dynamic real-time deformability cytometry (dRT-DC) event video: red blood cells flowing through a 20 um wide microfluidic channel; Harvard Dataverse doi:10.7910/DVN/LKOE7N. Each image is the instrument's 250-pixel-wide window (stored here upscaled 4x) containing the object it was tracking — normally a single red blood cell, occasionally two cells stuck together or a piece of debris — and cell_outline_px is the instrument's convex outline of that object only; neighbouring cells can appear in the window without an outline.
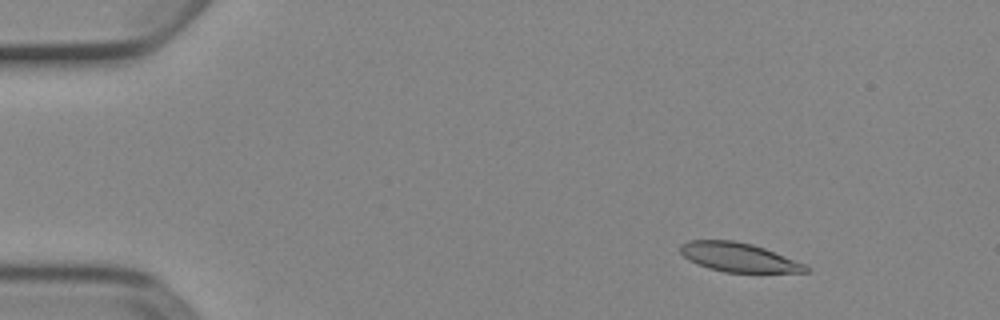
{"species": "Egyptian fruit bat (a non-hibernating species)", "species_latin": "Rousettus aegyptiacus", "temperature_condition": "cold", "stored_images_in_passage": 53, "camera_frame_rate_fps": 3000, "um_per_image_px": 0.085, "animal": {"sex": "female"}, "frame": {"image": 1, "passage_image": 7, "time_ms": 2.0, "image_size_px": [1000, 320], "cell_outline_px": [[812, 272], [724, 272], [708, 268], [688, 260], [680, 252], [680, 244], [688, 240], [732, 240], [752, 244], [764, 248], [804, 264], [812, 268]], "centroid_in_image_um": [62.76, 21.87], "position_along_channel_um": 22.2, "area_um2": 21.15}}
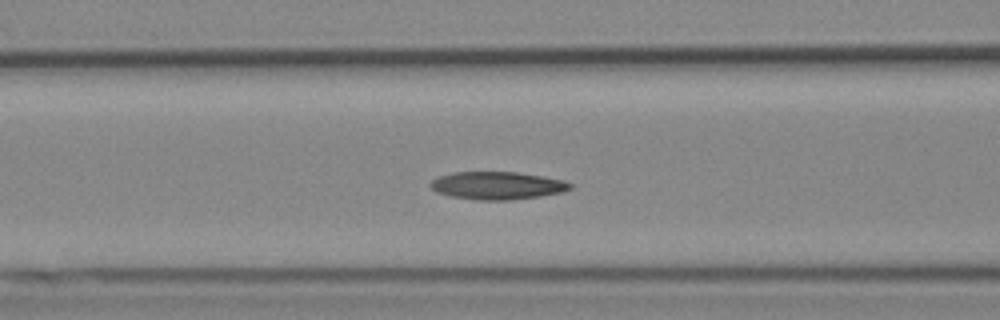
{"frame": {"image": 2, "passage_image": 22, "time_ms": 7.0, "image_size_px": [1000, 320], "cell_outline_px": [[572, 188], [564, 192], [540, 196], [512, 200], [476, 200], [452, 196], [436, 192], [428, 184], [436, 176], [452, 172], [516, 172], [544, 176], [564, 180], [572, 184]], "centroid_in_image_um": [42.27, 15.77], "position_along_channel_um": 124.3, "area_um2": 22.83}}
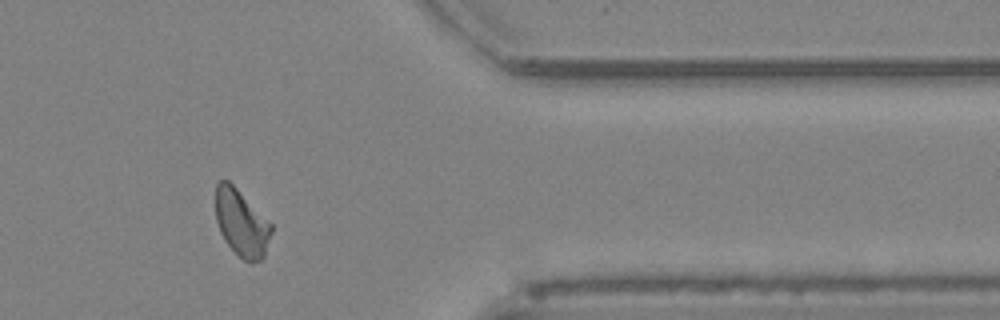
{"frame": {"image": 3, "passage_image": 44, "time_ms": 14.333, "image_size_px": [1000, 320], "cell_outline_px": [[272, 232], [264, 256], [260, 260], [244, 260], [224, 240], [220, 232], [216, 220], [216, 184], [220, 180], [228, 180], [272, 224]], "centroid_in_image_um": [20.52, 18.94], "position_along_channel_um": 390.9, "area_um2": 21.21}, "authors_computed_cell_mechanics": {"area_um2": 22.3108, "velocity_mm_per_s": 3.8688, "shape_relaxation_time_tau1_ms": null, "shape_relaxation_time_tau2_ms": 8.8247, "deformation_change_tau1": null, "deformation_change_tau2": 0.164}}